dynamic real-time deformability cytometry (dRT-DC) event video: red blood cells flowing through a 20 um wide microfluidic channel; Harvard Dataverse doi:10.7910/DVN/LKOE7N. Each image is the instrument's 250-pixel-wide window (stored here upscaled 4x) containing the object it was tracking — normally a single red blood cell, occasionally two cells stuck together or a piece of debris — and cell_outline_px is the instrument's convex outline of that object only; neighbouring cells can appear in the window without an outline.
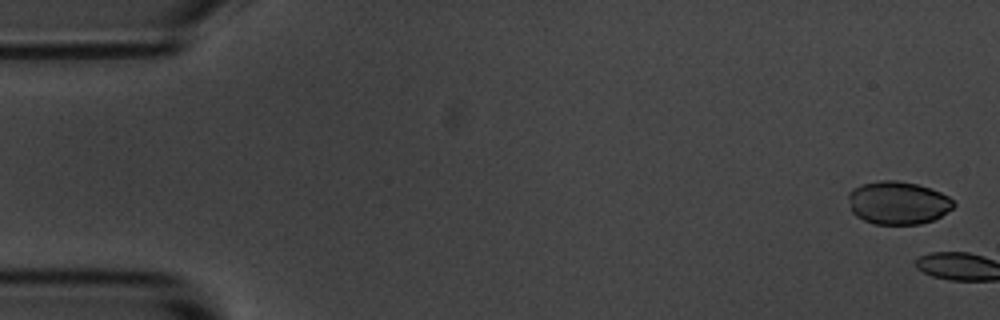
{"species": "common noctule bat (a hibernating species)", "species_latin": "Nyctalus noctula", "temperature_condition": "room temperature", "stored_images_in_passage": 6, "camera_frame_rate_fps": 3000, "um_per_image_px": 0.085, "animal": {"sex": "male", "body_mass_g": 20.1, "forearm_length_mm": 53.5}, "frame": {"image": 1, "passage_image": 1, "time_ms": 0.0, "image_size_px": [1000, 320], "cell_outline_px": [[956, 204], [952, 208], [940, 216], [932, 220], [920, 224], [876, 224], [864, 220], [856, 216], [852, 212], [848, 196], [848, 192], [852, 188], [860, 184], [880, 180], [896, 180], [916, 184], [940, 192], [948, 196]], "centroid_in_image_um": [76.29, 17.23], "position_along_channel_um": 8.7, "area_um2": 26.3}}